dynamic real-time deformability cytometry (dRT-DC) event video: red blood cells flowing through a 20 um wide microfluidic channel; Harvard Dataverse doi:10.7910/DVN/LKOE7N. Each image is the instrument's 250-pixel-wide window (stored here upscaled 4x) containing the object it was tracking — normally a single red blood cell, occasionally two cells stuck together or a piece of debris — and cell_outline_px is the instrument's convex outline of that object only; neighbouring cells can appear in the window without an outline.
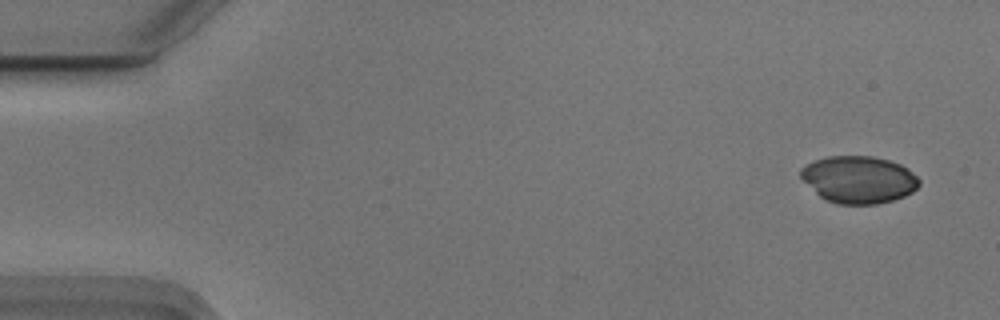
{"species": "Egyptian fruit bat (a non-hibernating species)", "species_latin": "Rousettus aegyptiacus", "temperature_condition": "cold", "stored_images_in_passage": 4, "camera_frame_rate_fps": 3000, "um_per_image_px": 0.085, "animal": {"sex": "male"}, "frame": {"image": 1, "passage_image": 1, "time_ms": 0.0, "image_size_px": [1000, 320], "cell_outline_px": [[920, 184], [912, 192], [904, 196], [892, 200], [876, 204], [836, 204], [820, 196], [800, 176], [800, 168], [804, 164], [828, 156], [872, 156], [888, 160], [900, 164], [908, 168], [920, 180]], "centroid_in_image_um": [73.0, 15.25], "position_along_channel_um": 12.0, "area_um2": 32.43}}